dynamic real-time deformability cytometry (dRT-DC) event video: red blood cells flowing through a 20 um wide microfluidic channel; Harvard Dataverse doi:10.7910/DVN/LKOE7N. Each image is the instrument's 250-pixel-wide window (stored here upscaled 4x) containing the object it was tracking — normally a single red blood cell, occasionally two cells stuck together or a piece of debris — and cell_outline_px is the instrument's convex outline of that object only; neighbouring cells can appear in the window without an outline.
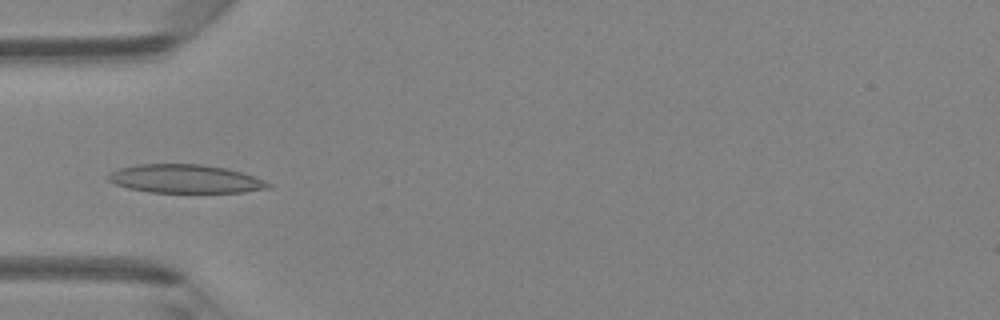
{"species": "Egyptian fruit bat (a non-hibernating species)", "species_latin": "Rousettus aegyptiacus", "temperature_condition": "room temperature", "stored_images_in_passage": 6, "camera_frame_rate_fps": 3000, "um_per_image_px": 0.085, "animal": {"sex": "female"}, "frame": {"image": 1, "passage_image": 5, "time_ms": 1.333, "image_size_px": [1000, 320], "cell_outline_px": [[272, 188], [244, 192], [148, 192], [128, 188], [112, 184], [108, 180], [108, 176], [112, 172], [120, 168], [140, 164], [200, 164], [224, 168], [240, 172], [264, 180], [272, 184]], "centroid_in_image_um": [15.75, 15.21], "position_along_channel_um": 69.3, "area_um2": 26.41}}
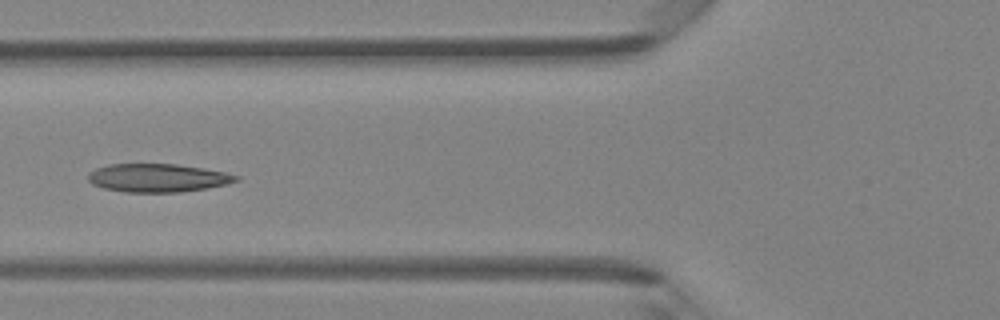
{"frame": {"image": 2, "passage_image": 6, "time_ms": 1.667, "image_size_px": [1000, 320], "cell_outline_px": [[240, 180], [228, 184], [208, 188], [180, 192], [124, 192], [104, 188], [92, 184], [88, 180], [88, 172], [96, 168], [108, 164], [176, 164], [204, 168], [224, 172], [240, 176]], "centroid_in_image_um": [13.42, 15.12], "position_along_channel_um": 112.4, "area_um2": 24.57}}